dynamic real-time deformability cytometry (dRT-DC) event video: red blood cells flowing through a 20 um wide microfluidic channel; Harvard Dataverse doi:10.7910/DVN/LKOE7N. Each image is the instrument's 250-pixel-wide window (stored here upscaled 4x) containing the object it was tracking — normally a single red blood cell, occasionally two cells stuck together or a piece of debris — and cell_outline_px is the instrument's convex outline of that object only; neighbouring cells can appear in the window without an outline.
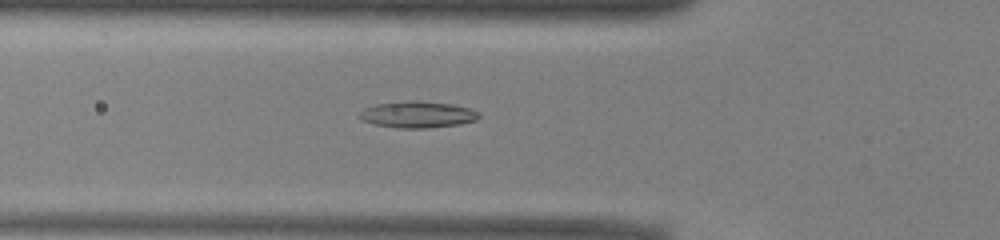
{"species": "common noctule bat (a hibernating species)", "species_latin": "Nyctalus noctula", "temperature_condition": "warm", "stored_images_in_passage": 48, "camera_frame_rate_fps": 3000, "um_per_image_px": 0.085, "animal": {"sex": "male", "body_mass_g": 13.0, "forearm_length_mm": 53.1}, "frame": {"image": 1, "passage_image": 17, "time_ms": 5.333, "image_size_px": [1000, 240], "cell_outline_px": [[480, 116], [476, 120], [460, 124], [428, 128], [400, 128], [372, 124], [356, 116], [364, 108], [376, 104], [412, 100], [416, 100], [452, 104], [468, 108], [480, 112]], "centroid_in_image_um": [35.49, 9.73], "position_along_channel_um": 90.3, "area_um2": 18.5}}
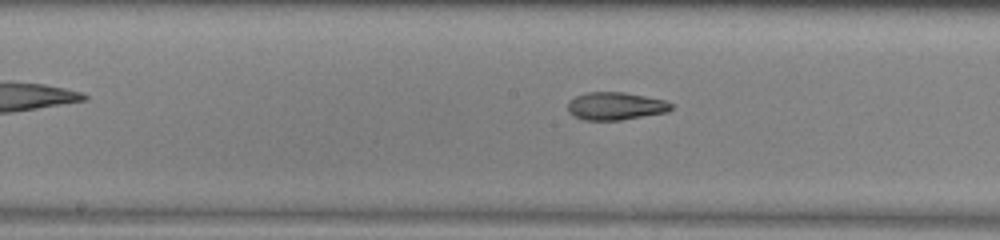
{"frame": {"image": 2, "passage_image": 25, "time_ms": 8.0, "image_size_px": [1000, 240], "cell_outline_px": [[672, 108], [668, 112], [620, 120], [584, 120], [568, 112], [568, 100], [576, 96], [588, 92], [624, 92], [664, 100], [672, 104]], "centroid_in_image_um": [52.31, 9.01], "position_along_channel_um": 195.9, "area_um2": 16.65}}
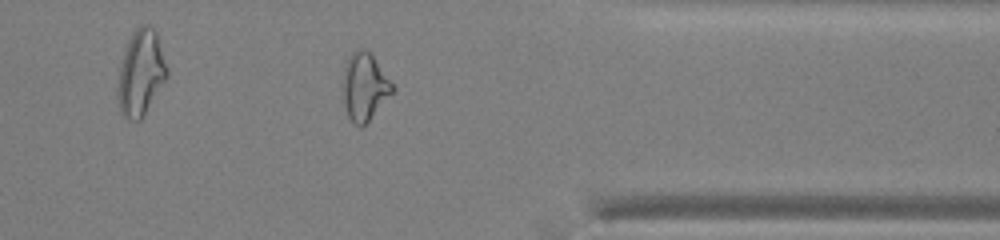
{"frame": {"image": 3, "passage_image": 40, "time_ms": 13.0, "image_size_px": [1000, 240], "cell_outline_px": [[396, 88], [368, 120], [360, 128], [348, 116], [344, 104], [344, 68], [348, 56], [356, 48], [364, 48], [372, 56]], "centroid_in_image_um": [30.98, 7.34], "position_along_channel_um": 380.4, "area_um2": 18.9}, "authors_computed_cell_mechanics": {"area_um2": 18.2937, "velocity_mm_per_s": 3.9445, "shape_relaxation_time_tau1_ms": null, "shape_relaxation_time_tau2_ms": 2.5811, "deformation_change_tau1": null, "deformation_change_tau2": 0.1037}}